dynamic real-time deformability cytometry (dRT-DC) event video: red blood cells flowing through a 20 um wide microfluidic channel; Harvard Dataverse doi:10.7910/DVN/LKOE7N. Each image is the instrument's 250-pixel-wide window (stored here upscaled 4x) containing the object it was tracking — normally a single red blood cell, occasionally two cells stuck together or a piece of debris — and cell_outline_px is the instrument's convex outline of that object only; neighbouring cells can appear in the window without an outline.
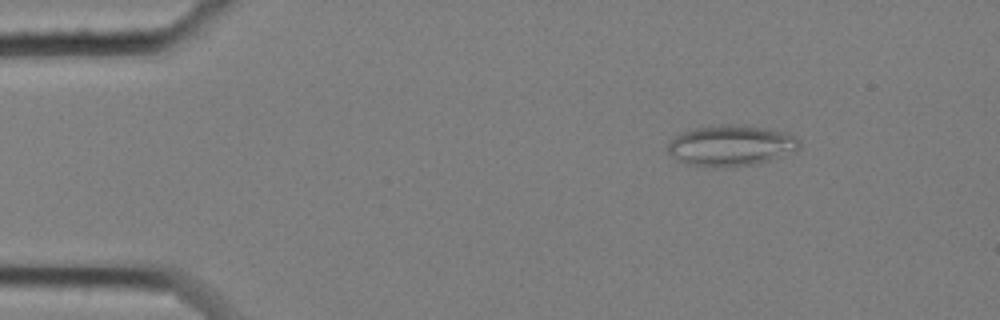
{"species": "common noctule bat (a hibernating species)", "species_latin": "Nyctalus noctula", "temperature_condition": "cold", "stored_images_in_passage": 58, "camera_frame_rate_fps": 3000, "um_per_image_px": 0.085, "animal": {"sex": "female", "body_mass_g": 25.1}, "frame": {"image": 1, "passage_image": 8, "time_ms": 2.333, "image_size_px": [1000, 320], "cell_outline_px": [[800, 148], [796, 152], [756, 164], [720, 168], [704, 168], [688, 164], [672, 156], [668, 152], [668, 140], [692, 128], [720, 124], [748, 124], [768, 128], [784, 132], [796, 136], [800, 140]], "centroid_in_image_um": [62.16, 12.37], "position_along_channel_um": 22.8, "area_um2": 32.08}}
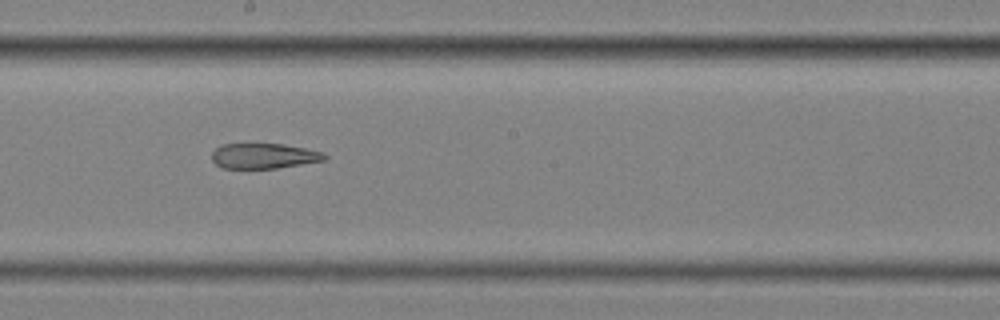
{"frame": {"image": 2, "passage_image": 32, "time_ms": 10.333, "image_size_px": [1000, 320], "cell_outline_px": [[328, 156], [324, 160], [276, 168], [224, 168], [216, 164], [212, 160], [212, 152], [216, 148], [224, 144], [284, 144], [324, 152]], "centroid_in_image_um": [22.43, 13.25], "position_along_channel_um": 225.8, "area_um2": 16.42}}
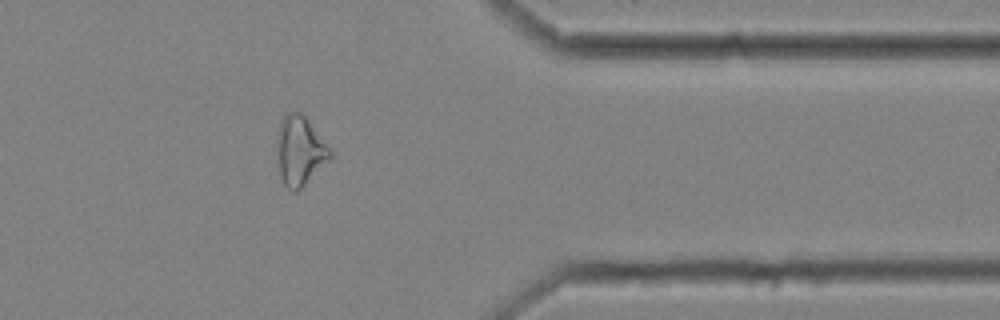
{"frame": {"image": 3, "passage_image": 47, "time_ms": 15.333, "image_size_px": [1000, 320], "cell_outline_px": [[332, 160], [296, 192], [292, 192], [284, 184], [280, 176], [276, 140], [276, 132], [280, 120], [288, 112], [304, 112], [332, 152]], "centroid_in_image_um": [25.5, 12.79], "position_along_channel_um": 385.9, "area_um2": 21.96}}